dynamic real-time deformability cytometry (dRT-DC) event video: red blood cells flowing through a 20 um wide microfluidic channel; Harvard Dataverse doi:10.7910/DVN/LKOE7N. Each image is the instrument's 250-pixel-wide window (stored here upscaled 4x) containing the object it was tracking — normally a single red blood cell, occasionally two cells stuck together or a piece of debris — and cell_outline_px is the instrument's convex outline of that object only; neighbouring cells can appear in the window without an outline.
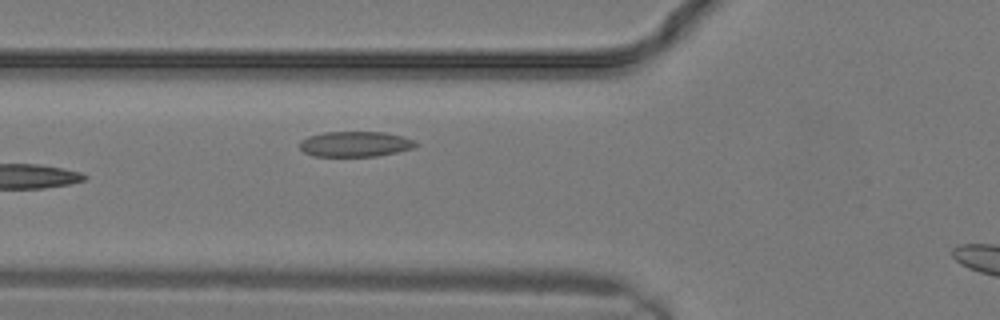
{"species": "common noctule bat (a hibernating species)", "species_latin": "Nyctalus noctula", "temperature_condition": "warm", "stored_images_in_passage": 11, "camera_frame_rate_fps": 3000, "um_per_image_px": 0.085, "animal": {"sex": "male", "body_mass_g": 19.2, "forearm_length_mm": 51.8}, "frame": {"image": 1, "passage_image": 11, "time_ms": 3.333, "image_size_px": [1000, 320], "cell_outline_px": [[420, 144], [416, 148], [376, 156], [312, 156], [304, 152], [300, 148], [300, 140], [308, 136], [324, 132], [384, 132], [400, 136], [412, 140]], "centroid_in_image_um": [30.18, 12.25], "position_along_channel_um": 95.6, "area_um2": 17.17}}